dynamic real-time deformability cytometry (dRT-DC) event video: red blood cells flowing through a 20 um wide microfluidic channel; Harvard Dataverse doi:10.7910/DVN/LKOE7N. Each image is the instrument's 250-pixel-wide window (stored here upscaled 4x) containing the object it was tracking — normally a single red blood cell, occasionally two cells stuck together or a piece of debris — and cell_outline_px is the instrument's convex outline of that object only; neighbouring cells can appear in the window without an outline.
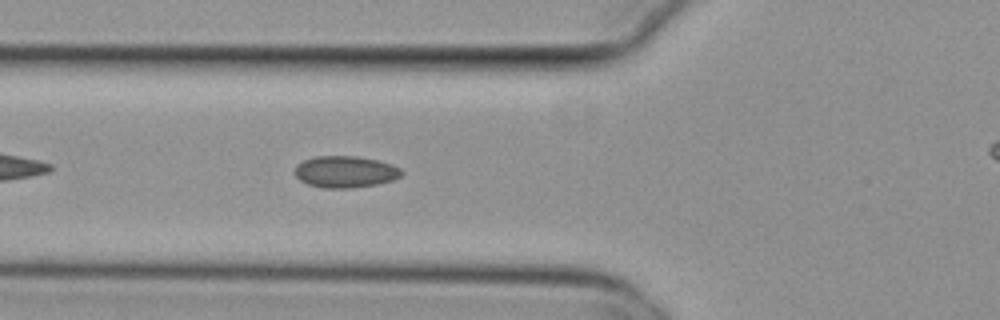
{"species": "common noctule bat (a hibernating species)", "species_latin": "Nyctalus noctula", "temperature_condition": "cold", "stored_images_in_passage": 35, "camera_frame_rate_fps": 3000, "um_per_image_px": 0.085, "animal": {"sex": "female", "body_mass_g": 29.2, "forearm_length_mm": 56.3}, "frame": {"image": 1, "passage_image": 6, "time_ms": 1.667, "image_size_px": [1000, 320], "cell_outline_px": [[404, 172], [400, 176], [392, 180], [376, 184], [352, 188], [324, 188], [308, 184], [300, 180], [296, 176], [296, 164], [304, 160], [316, 156], [356, 156], [376, 160], [392, 164], [400, 168]], "centroid_in_image_um": [29.35, 14.6], "position_along_channel_um": 96.4, "area_um2": 19.59}}
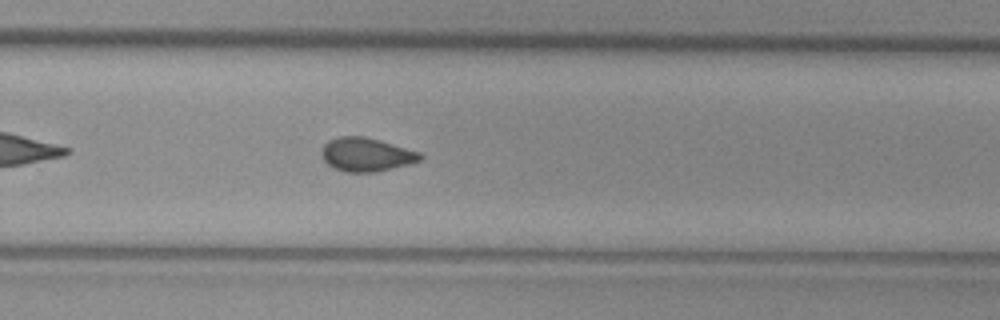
{"frame": {"image": 2, "passage_image": 22, "time_ms": 7.0, "image_size_px": [1000, 320], "cell_outline_px": [[424, 156], [420, 160], [408, 164], [376, 172], [344, 172], [332, 168], [324, 160], [320, 152], [324, 144], [328, 140], [340, 136], [364, 136], [420, 152]], "centroid_in_image_um": [31.1, 13.14], "position_along_channel_um": 298.7, "area_um2": 19.31}}
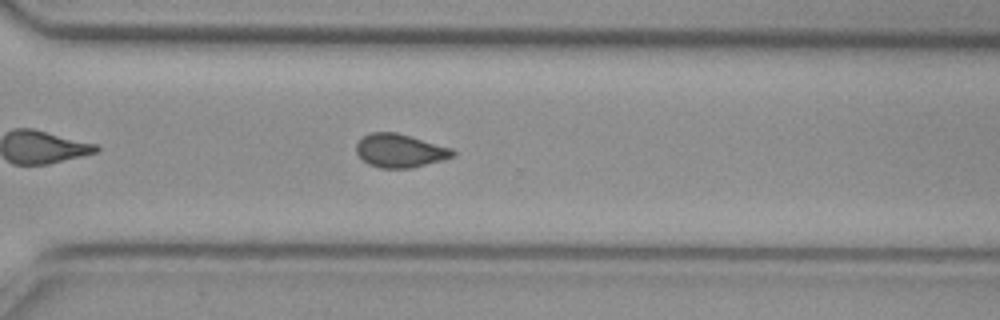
{"frame": {"image": 3, "passage_image": 25, "time_ms": 8.0, "image_size_px": [1000, 320], "cell_outline_px": [[456, 156], [444, 160], [412, 168], [380, 168], [368, 164], [356, 152], [356, 144], [364, 136], [372, 132], [396, 132], [452, 148], [456, 152]], "centroid_in_image_um": [34.03, 12.82], "position_along_channel_um": 336.6, "area_um2": 18.84}}